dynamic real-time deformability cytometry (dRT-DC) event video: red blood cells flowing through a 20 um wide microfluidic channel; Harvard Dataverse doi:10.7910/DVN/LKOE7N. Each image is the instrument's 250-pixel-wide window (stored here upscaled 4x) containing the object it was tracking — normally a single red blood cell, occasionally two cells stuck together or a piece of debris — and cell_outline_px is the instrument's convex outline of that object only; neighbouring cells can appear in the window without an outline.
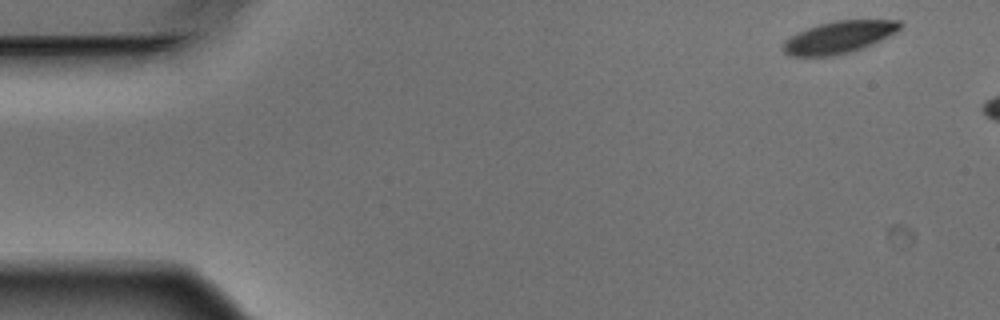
{"species": "Egyptian fruit bat (a non-hibernating species)", "species_latin": "Rousettus aegyptiacus", "temperature_condition": "warm", "stored_images_in_passage": 2, "camera_frame_rate_fps": 3000, "um_per_image_px": 0.085, "animal": {"sex": "male"}, "frame": {"image": 1, "passage_image": 1, "time_ms": 0.0, "image_size_px": [1000, 320], "cell_outline_px": [[904, 24], [896, 32], [880, 40], [852, 52], [832, 56], [792, 56], [784, 52], [784, 40], [796, 32], [820, 24], [836, 20], [900, 20]], "centroid_in_image_um": [71.32, 3.16], "position_along_channel_um": 13.7, "area_um2": 21.79}}